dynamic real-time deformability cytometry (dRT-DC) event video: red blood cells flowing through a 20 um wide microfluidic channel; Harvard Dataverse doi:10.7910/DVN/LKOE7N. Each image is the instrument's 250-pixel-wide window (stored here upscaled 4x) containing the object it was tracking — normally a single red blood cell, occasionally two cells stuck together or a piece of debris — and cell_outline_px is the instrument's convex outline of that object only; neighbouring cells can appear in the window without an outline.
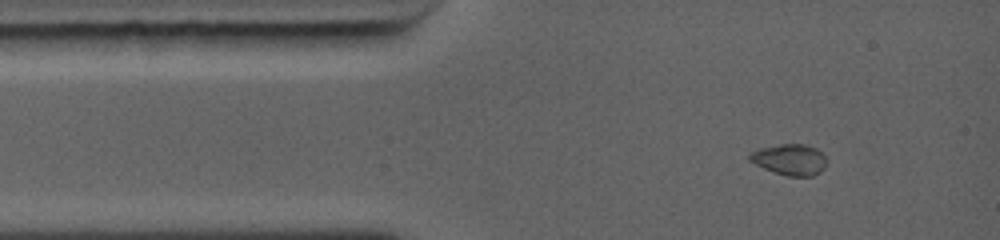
{"species": "common noctule bat (a hibernating species)", "species_latin": "Nyctalus noctula", "temperature_condition": "warm", "stored_images_in_passage": 56, "camera_frame_rate_fps": 5000, "um_per_image_px": 0.085, "animal": {"sex": "female", "body_mass_g": 19.0, "forearm_length_mm": 56.7}, "frame": {"image": 1, "passage_image": 1, "time_ms": 0.0, "image_size_px": [1000, 240], "cell_outline_px": [[824, 168], [820, 172], [812, 176], [788, 176], [764, 168], [748, 160], [748, 156], [752, 152], [760, 148], [780, 144], [808, 144], [816, 148], [824, 156]], "centroid_in_image_um": [67.12, 13.55], "position_along_channel_um": 17.9, "area_um2": 13.7}}
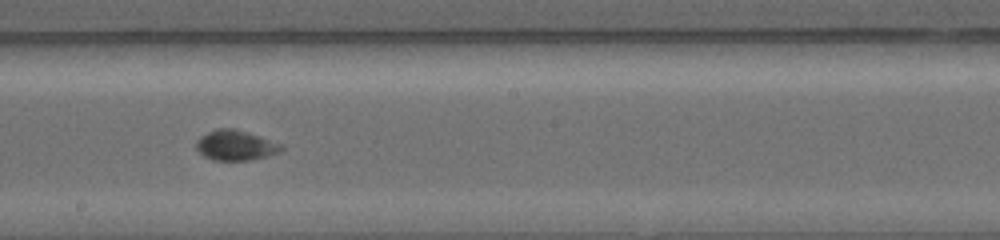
{"frame": {"image": 2, "passage_image": 23, "time_ms": 5.6, "image_size_px": [1000, 240], "cell_outline_px": [[284, 148], [276, 152], [252, 160], [212, 160], [204, 156], [196, 148], [196, 144], [204, 136], [220, 128], [232, 128], [280, 144]], "centroid_in_image_um": [20.0, 12.38], "position_along_channel_um": 228.2, "area_um2": 14.05}}
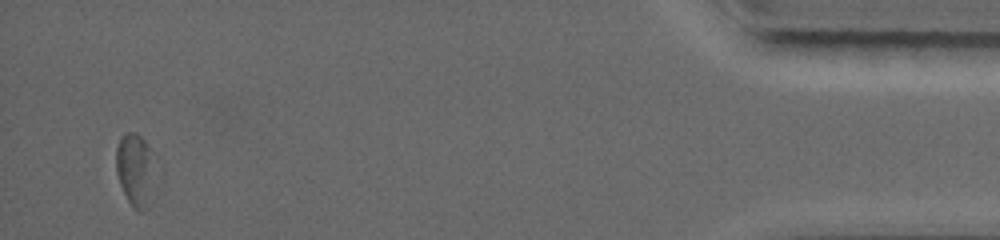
{"frame": {"image": 3, "passage_image": 56, "time_ms": 12.4, "image_size_px": [1000, 240], "cell_outline_px": [[156, 216], [148, 216], [136, 212], [132, 208], [120, 184], [116, 172], [116, 148], [120, 136], [128, 132], [136, 132]], "centroid_in_image_um": [11.36, 14.84], "position_along_channel_um": 423.8, "area_um2": 14.62}, "authors_computed_cell_mechanics": {"area_um2": 13.6408, "velocity_mm_per_s": 4.4341, "shape_relaxation_time_tau1_ms": 1.3497, "shape_relaxation_time_tau2_ms": null, "deformation_change_tau1": 0.0881, "deformation_change_tau2": null}}